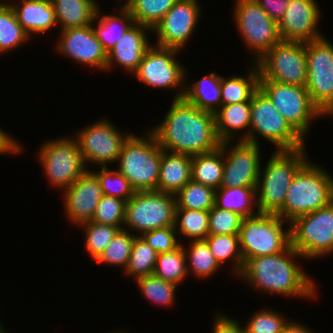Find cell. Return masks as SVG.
I'll list each match as a JSON object with an SVG mask.
<instances>
[{
  "instance_id": "obj_16",
  "label": "cell",
  "mask_w": 333,
  "mask_h": 333,
  "mask_svg": "<svg viewBox=\"0 0 333 333\" xmlns=\"http://www.w3.org/2000/svg\"><path fill=\"white\" fill-rule=\"evenodd\" d=\"M118 128L104 116L74 134L86 168L91 164L107 167L108 164L117 162L123 143L132 134H125Z\"/></svg>"
},
{
  "instance_id": "obj_48",
  "label": "cell",
  "mask_w": 333,
  "mask_h": 333,
  "mask_svg": "<svg viewBox=\"0 0 333 333\" xmlns=\"http://www.w3.org/2000/svg\"><path fill=\"white\" fill-rule=\"evenodd\" d=\"M221 311L218 315H215L212 333H245L243 324L240 321H237L229 316H226Z\"/></svg>"
},
{
  "instance_id": "obj_43",
  "label": "cell",
  "mask_w": 333,
  "mask_h": 333,
  "mask_svg": "<svg viewBox=\"0 0 333 333\" xmlns=\"http://www.w3.org/2000/svg\"><path fill=\"white\" fill-rule=\"evenodd\" d=\"M99 169L92 172L98 178L103 195L128 201L135 194L136 191L130 182L118 170H111L109 167H99Z\"/></svg>"
},
{
  "instance_id": "obj_53",
  "label": "cell",
  "mask_w": 333,
  "mask_h": 333,
  "mask_svg": "<svg viewBox=\"0 0 333 333\" xmlns=\"http://www.w3.org/2000/svg\"><path fill=\"white\" fill-rule=\"evenodd\" d=\"M1 1V0H0ZM5 0H2L1 2L2 3H5V4H8V5H10L11 3H13V1H17V0H6V2H4ZM8 1V2H7ZM12 1V2H11Z\"/></svg>"
},
{
  "instance_id": "obj_15",
  "label": "cell",
  "mask_w": 333,
  "mask_h": 333,
  "mask_svg": "<svg viewBox=\"0 0 333 333\" xmlns=\"http://www.w3.org/2000/svg\"><path fill=\"white\" fill-rule=\"evenodd\" d=\"M327 39L324 35L306 42L305 88L320 112L325 117L333 118V44Z\"/></svg>"
},
{
  "instance_id": "obj_44",
  "label": "cell",
  "mask_w": 333,
  "mask_h": 333,
  "mask_svg": "<svg viewBox=\"0 0 333 333\" xmlns=\"http://www.w3.org/2000/svg\"><path fill=\"white\" fill-rule=\"evenodd\" d=\"M254 313L247 324L243 325L245 333H283L285 325L289 322V319L274 309L265 308Z\"/></svg>"
},
{
  "instance_id": "obj_27",
  "label": "cell",
  "mask_w": 333,
  "mask_h": 333,
  "mask_svg": "<svg viewBox=\"0 0 333 333\" xmlns=\"http://www.w3.org/2000/svg\"><path fill=\"white\" fill-rule=\"evenodd\" d=\"M185 82L183 99L202 111L215 114L221 107V75L208 73L190 84Z\"/></svg>"
},
{
  "instance_id": "obj_21",
  "label": "cell",
  "mask_w": 333,
  "mask_h": 333,
  "mask_svg": "<svg viewBox=\"0 0 333 333\" xmlns=\"http://www.w3.org/2000/svg\"><path fill=\"white\" fill-rule=\"evenodd\" d=\"M63 207L67 220L77 225L92 220L103 193L97 176L88 170L63 191Z\"/></svg>"
},
{
  "instance_id": "obj_14",
  "label": "cell",
  "mask_w": 333,
  "mask_h": 333,
  "mask_svg": "<svg viewBox=\"0 0 333 333\" xmlns=\"http://www.w3.org/2000/svg\"><path fill=\"white\" fill-rule=\"evenodd\" d=\"M255 63L259 70V81H276L296 86L306 84V43L281 41Z\"/></svg>"
},
{
  "instance_id": "obj_52",
  "label": "cell",
  "mask_w": 333,
  "mask_h": 333,
  "mask_svg": "<svg viewBox=\"0 0 333 333\" xmlns=\"http://www.w3.org/2000/svg\"><path fill=\"white\" fill-rule=\"evenodd\" d=\"M119 2L121 0H118ZM131 0H123V2L120 4L121 6H126Z\"/></svg>"
},
{
  "instance_id": "obj_50",
  "label": "cell",
  "mask_w": 333,
  "mask_h": 333,
  "mask_svg": "<svg viewBox=\"0 0 333 333\" xmlns=\"http://www.w3.org/2000/svg\"><path fill=\"white\" fill-rule=\"evenodd\" d=\"M24 150L23 145L19 140L7 133V131L0 128V155H18Z\"/></svg>"
},
{
  "instance_id": "obj_55",
  "label": "cell",
  "mask_w": 333,
  "mask_h": 333,
  "mask_svg": "<svg viewBox=\"0 0 333 333\" xmlns=\"http://www.w3.org/2000/svg\"><path fill=\"white\" fill-rule=\"evenodd\" d=\"M110 333V332H109ZM111 333H126L124 330L121 331V329L118 331V330H115V331H112Z\"/></svg>"
},
{
  "instance_id": "obj_17",
  "label": "cell",
  "mask_w": 333,
  "mask_h": 333,
  "mask_svg": "<svg viewBox=\"0 0 333 333\" xmlns=\"http://www.w3.org/2000/svg\"><path fill=\"white\" fill-rule=\"evenodd\" d=\"M201 12L198 0H178L152 29L155 45L183 50L195 33Z\"/></svg>"
},
{
  "instance_id": "obj_37",
  "label": "cell",
  "mask_w": 333,
  "mask_h": 333,
  "mask_svg": "<svg viewBox=\"0 0 333 333\" xmlns=\"http://www.w3.org/2000/svg\"><path fill=\"white\" fill-rule=\"evenodd\" d=\"M158 253L142 236H135L124 275L133 280L154 273Z\"/></svg>"
},
{
  "instance_id": "obj_34",
  "label": "cell",
  "mask_w": 333,
  "mask_h": 333,
  "mask_svg": "<svg viewBox=\"0 0 333 333\" xmlns=\"http://www.w3.org/2000/svg\"><path fill=\"white\" fill-rule=\"evenodd\" d=\"M174 227L180 244L184 241L183 236L189 241L205 240L209 231V211L176 208Z\"/></svg>"
},
{
  "instance_id": "obj_40",
  "label": "cell",
  "mask_w": 333,
  "mask_h": 333,
  "mask_svg": "<svg viewBox=\"0 0 333 333\" xmlns=\"http://www.w3.org/2000/svg\"><path fill=\"white\" fill-rule=\"evenodd\" d=\"M176 208L209 211L214 206L215 190L190 180L176 195Z\"/></svg>"
},
{
  "instance_id": "obj_7",
  "label": "cell",
  "mask_w": 333,
  "mask_h": 333,
  "mask_svg": "<svg viewBox=\"0 0 333 333\" xmlns=\"http://www.w3.org/2000/svg\"><path fill=\"white\" fill-rule=\"evenodd\" d=\"M288 225V221L270 213L243 218L238 236L244 264L253 257L282 252L290 244Z\"/></svg>"
},
{
  "instance_id": "obj_54",
  "label": "cell",
  "mask_w": 333,
  "mask_h": 333,
  "mask_svg": "<svg viewBox=\"0 0 333 333\" xmlns=\"http://www.w3.org/2000/svg\"><path fill=\"white\" fill-rule=\"evenodd\" d=\"M0 323H2V321H0ZM0 333H7L5 329L2 327V324H0Z\"/></svg>"
},
{
  "instance_id": "obj_24",
  "label": "cell",
  "mask_w": 333,
  "mask_h": 333,
  "mask_svg": "<svg viewBox=\"0 0 333 333\" xmlns=\"http://www.w3.org/2000/svg\"><path fill=\"white\" fill-rule=\"evenodd\" d=\"M10 5L30 37L45 34L58 25L51 0H17Z\"/></svg>"
},
{
  "instance_id": "obj_32",
  "label": "cell",
  "mask_w": 333,
  "mask_h": 333,
  "mask_svg": "<svg viewBox=\"0 0 333 333\" xmlns=\"http://www.w3.org/2000/svg\"><path fill=\"white\" fill-rule=\"evenodd\" d=\"M187 247L182 243L186 254L187 273H193L195 279H208L220 271L221 266L215 260L208 244L204 240L188 241Z\"/></svg>"
},
{
  "instance_id": "obj_22",
  "label": "cell",
  "mask_w": 333,
  "mask_h": 333,
  "mask_svg": "<svg viewBox=\"0 0 333 333\" xmlns=\"http://www.w3.org/2000/svg\"><path fill=\"white\" fill-rule=\"evenodd\" d=\"M149 32L152 33L150 27L138 23L128 29L107 54L105 71H111L115 64L133 74L142 61L143 55L153 45L149 43V36L147 37Z\"/></svg>"
},
{
  "instance_id": "obj_23",
  "label": "cell",
  "mask_w": 333,
  "mask_h": 333,
  "mask_svg": "<svg viewBox=\"0 0 333 333\" xmlns=\"http://www.w3.org/2000/svg\"><path fill=\"white\" fill-rule=\"evenodd\" d=\"M250 112L251 101L222 105L215 113L216 135L220 142H249Z\"/></svg>"
},
{
  "instance_id": "obj_12",
  "label": "cell",
  "mask_w": 333,
  "mask_h": 333,
  "mask_svg": "<svg viewBox=\"0 0 333 333\" xmlns=\"http://www.w3.org/2000/svg\"><path fill=\"white\" fill-rule=\"evenodd\" d=\"M259 88L270 98L285 120L304 139L313 121L326 118L312 103L305 86L259 81Z\"/></svg>"
},
{
  "instance_id": "obj_45",
  "label": "cell",
  "mask_w": 333,
  "mask_h": 333,
  "mask_svg": "<svg viewBox=\"0 0 333 333\" xmlns=\"http://www.w3.org/2000/svg\"><path fill=\"white\" fill-rule=\"evenodd\" d=\"M126 200L103 195L91 221L108 224L123 229L126 211Z\"/></svg>"
},
{
  "instance_id": "obj_38",
  "label": "cell",
  "mask_w": 333,
  "mask_h": 333,
  "mask_svg": "<svg viewBox=\"0 0 333 333\" xmlns=\"http://www.w3.org/2000/svg\"><path fill=\"white\" fill-rule=\"evenodd\" d=\"M146 300L157 305L172 307L176 300L177 285L167 282L154 274L134 280Z\"/></svg>"
},
{
  "instance_id": "obj_35",
  "label": "cell",
  "mask_w": 333,
  "mask_h": 333,
  "mask_svg": "<svg viewBox=\"0 0 333 333\" xmlns=\"http://www.w3.org/2000/svg\"><path fill=\"white\" fill-rule=\"evenodd\" d=\"M30 39L11 5L0 2V55L16 49Z\"/></svg>"
},
{
  "instance_id": "obj_33",
  "label": "cell",
  "mask_w": 333,
  "mask_h": 333,
  "mask_svg": "<svg viewBox=\"0 0 333 333\" xmlns=\"http://www.w3.org/2000/svg\"><path fill=\"white\" fill-rule=\"evenodd\" d=\"M215 260L222 265L232 262V276L237 278L244 267L238 235H208L205 240ZM227 261V262H226Z\"/></svg>"
},
{
  "instance_id": "obj_13",
  "label": "cell",
  "mask_w": 333,
  "mask_h": 333,
  "mask_svg": "<svg viewBox=\"0 0 333 333\" xmlns=\"http://www.w3.org/2000/svg\"><path fill=\"white\" fill-rule=\"evenodd\" d=\"M180 50L152 45L143 55L134 78L156 89H175L172 99H182L187 81V69L177 60ZM186 80V81H185ZM178 92V93H177Z\"/></svg>"
},
{
  "instance_id": "obj_49",
  "label": "cell",
  "mask_w": 333,
  "mask_h": 333,
  "mask_svg": "<svg viewBox=\"0 0 333 333\" xmlns=\"http://www.w3.org/2000/svg\"><path fill=\"white\" fill-rule=\"evenodd\" d=\"M268 16L276 22L282 18L289 0H256Z\"/></svg>"
},
{
  "instance_id": "obj_3",
  "label": "cell",
  "mask_w": 333,
  "mask_h": 333,
  "mask_svg": "<svg viewBox=\"0 0 333 333\" xmlns=\"http://www.w3.org/2000/svg\"><path fill=\"white\" fill-rule=\"evenodd\" d=\"M308 160L306 146L272 152L264 163L266 166L261 164L259 172L256 187L259 213L277 214L283 208L293 177Z\"/></svg>"
},
{
  "instance_id": "obj_36",
  "label": "cell",
  "mask_w": 333,
  "mask_h": 333,
  "mask_svg": "<svg viewBox=\"0 0 333 333\" xmlns=\"http://www.w3.org/2000/svg\"><path fill=\"white\" fill-rule=\"evenodd\" d=\"M153 274L177 286L182 284L183 280L189 276L187 273L186 254L182 244L172 251L157 255Z\"/></svg>"
},
{
  "instance_id": "obj_2",
  "label": "cell",
  "mask_w": 333,
  "mask_h": 333,
  "mask_svg": "<svg viewBox=\"0 0 333 333\" xmlns=\"http://www.w3.org/2000/svg\"><path fill=\"white\" fill-rule=\"evenodd\" d=\"M299 257L303 258L289 244L282 252L249 259L237 279L268 296L313 300L317 298L319 290L313 277L302 270V265L297 262Z\"/></svg>"
},
{
  "instance_id": "obj_31",
  "label": "cell",
  "mask_w": 333,
  "mask_h": 333,
  "mask_svg": "<svg viewBox=\"0 0 333 333\" xmlns=\"http://www.w3.org/2000/svg\"><path fill=\"white\" fill-rule=\"evenodd\" d=\"M224 172V154L219 147L213 152L191 156V180L217 190Z\"/></svg>"
},
{
  "instance_id": "obj_51",
  "label": "cell",
  "mask_w": 333,
  "mask_h": 333,
  "mask_svg": "<svg viewBox=\"0 0 333 333\" xmlns=\"http://www.w3.org/2000/svg\"><path fill=\"white\" fill-rule=\"evenodd\" d=\"M292 321V322H291ZM283 333H314L307 326L301 324V322H295L289 320L283 329Z\"/></svg>"
},
{
  "instance_id": "obj_47",
  "label": "cell",
  "mask_w": 333,
  "mask_h": 333,
  "mask_svg": "<svg viewBox=\"0 0 333 333\" xmlns=\"http://www.w3.org/2000/svg\"><path fill=\"white\" fill-rule=\"evenodd\" d=\"M142 237L158 254L172 251L180 245L174 226L145 232Z\"/></svg>"
},
{
  "instance_id": "obj_8",
  "label": "cell",
  "mask_w": 333,
  "mask_h": 333,
  "mask_svg": "<svg viewBox=\"0 0 333 333\" xmlns=\"http://www.w3.org/2000/svg\"><path fill=\"white\" fill-rule=\"evenodd\" d=\"M290 245L305 260L333 254V201L290 222Z\"/></svg>"
},
{
  "instance_id": "obj_42",
  "label": "cell",
  "mask_w": 333,
  "mask_h": 333,
  "mask_svg": "<svg viewBox=\"0 0 333 333\" xmlns=\"http://www.w3.org/2000/svg\"><path fill=\"white\" fill-rule=\"evenodd\" d=\"M83 228L85 237L84 249L90 255L94 262L99 258L102 252L110 244L113 237L120 230L118 227L108 224H100L89 221L78 226Z\"/></svg>"
},
{
  "instance_id": "obj_39",
  "label": "cell",
  "mask_w": 333,
  "mask_h": 333,
  "mask_svg": "<svg viewBox=\"0 0 333 333\" xmlns=\"http://www.w3.org/2000/svg\"><path fill=\"white\" fill-rule=\"evenodd\" d=\"M178 0H131L126 7L135 23L151 29L166 15Z\"/></svg>"
},
{
  "instance_id": "obj_20",
  "label": "cell",
  "mask_w": 333,
  "mask_h": 333,
  "mask_svg": "<svg viewBox=\"0 0 333 333\" xmlns=\"http://www.w3.org/2000/svg\"><path fill=\"white\" fill-rule=\"evenodd\" d=\"M320 8L316 0H289L278 22L282 41L306 43L323 37L318 27Z\"/></svg>"
},
{
  "instance_id": "obj_18",
  "label": "cell",
  "mask_w": 333,
  "mask_h": 333,
  "mask_svg": "<svg viewBox=\"0 0 333 333\" xmlns=\"http://www.w3.org/2000/svg\"><path fill=\"white\" fill-rule=\"evenodd\" d=\"M260 144L247 141L221 142L224 172L221 187H257L261 168Z\"/></svg>"
},
{
  "instance_id": "obj_10",
  "label": "cell",
  "mask_w": 333,
  "mask_h": 333,
  "mask_svg": "<svg viewBox=\"0 0 333 333\" xmlns=\"http://www.w3.org/2000/svg\"><path fill=\"white\" fill-rule=\"evenodd\" d=\"M175 210V195L157 190L135 192L126 202L123 229L142 236L154 229L174 226Z\"/></svg>"
},
{
  "instance_id": "obj_4",
  "label": "cell",
  "mask_w": 333,
  "mask_h": 333,
  "mask_svg": "<svg viewBox=\"0 0 333 333\" xmlns=\"http://www.w3.org/2000/svg\"><path fill=\"white\" fill-rule=\"evenodd\" d=\"M333 201V177L327 170L308 160L295 174L283 208L276 214L289 223Z\"/></svg>"
},
{
  "instance_id": "obj_19",
  "label": "cell",
  "mask_w": 333,
  "mask_h": 333,
  "mask_svg": "<svg viewBox=\"0 0 333 333\" xmlns=\"http://www.w3.org/2000/svg\"><path fill=\"white\" fill-rule=\"evenodd\" d=\"M55 46L57 53L76 63L90 66L104 72L107 65V52L97 39L92 25L60 31Z\"/></svg>"
},
{
  "instance_id": "obj_30",
  "label": "cell",
  "mask_w": 333,
  "mask_h": 333,
  "mask_svg": "<svg viewBox=\"0 0 333 333\" xmlns=\"http://www.w3.org/2000/svg\"><path fill=\"white\" fill-rule=\"evenodd\" d=\"M214 205L245 217L259 213L256 187H220L215 190Z\"/></svg>"
},
{
  "instance_id": "obj_29",
  "label": "cell",
  "mask_w": 333,
  "mask_h": 333,
  "mask_svg": "<svg viewBox=\"0 0 333 333\" xmlns=\"http://www.w3.org/2000/svg\"><path fill=\"white\" fill-rule=\"evenodd\" d=\"M244 76H221V106L251 101L253 93L259 88V70L252 62Z\"/></svg>"
},
{
  "instance_id": "obj_28",
  "label": "cell",
  "mask_w": 333,
  "mask_h": 333,
  "mask_svg": "<svg viewBox=\"0 0 333 333\" xmlns=\"http://www.w3.org/2000/svg\"><path fill=\"white\" fill-rule=\"evenodd\" d=\"M60 30L92 25L100 7L97 0H51Z\"/></svg>"
},
{
  "instance_id": "obj_9",
  "label": "cell",
  "mask_w": 333,
  "mask_h": 333,
  "mask_svg": "<svg viewBox=\"0 0 333 333\" xmlns=\"http://www.w3.org/2000/svg\"><path fill=\"white\" fill-rule=\"evenodd\" d=\"M36 153L49 185L61 191L70 187L88 170L73 135L45 140Z\"/></svg>"
},
{
  "instance_id": "obj_41",
  "label": "cell",
  "mask_w": 333,
  "mask_h": 333,
  "mask_svg": "<svg viewBox=\"0 0 333 333\" xmlns=\"http://www.w3.org/2000/svg\"><path fill=\"white\" fill-rule=\"evenodd\" d=\"M136 235L121 229L113 237L110 244L95 261L98 264L122 267L123 272L128 266L132 245Z\"/></svg>"
},
{
  "instance_id": "obj_46",
  "label": "cell",
  "mask_w": 333,
  "mask_h": 333,
  "mask_svg": "<svg viewBox=\"0 0 333 333\" xmlns=\"http://www.w3.org/2000/svg\"><path fill=\"white\" fill-rule=\"evenodd\" d=\"M243 217L215 205L209 210L208 235H238Z\"/></svg>"
},
{
  "instance_id": "obj_11",
  "label": "cell",
  "mask_w": 333,
  "mask_h": 333,
  "mask_svg": "<svg viewBox=\"0 0 333 333\" xmlns=\"http://www.w3.org/2000/svg\"><path fill=\"white\" fill-rule=\"evenodd\" d=\"M233 21L244 41L253 54V61L259 60L274 44L282 41L278 22L271 19L256 0H235Z\"/></svg>"
},
{
  "instance_id": "obj_6",
  "label": "cell",
  "mask_w": 333,
  "mask_h": 333,
  "mask_svg": "<svg viewBox=\"0 0 333 333\" xmlns=\"http://www.w3.org/2000/svg\"><path fill=\"white\" fill-rule=\"evenodd\" d=\"M262 137L276 150H297L305 140L285 120L270 98L258 88L251 97L249 142L259 144Z\"/></svg>"
},
{
  "instance_id": "obj_26",
  "label": "cell",
  "mask_w": 333,
  "mask_h": 333,
  "mask_svg": "<svg viewBox=\"0 0 333 333\" xmlns=\"http://www.w3.org/2000/svg\"><path fill=\"white\" fill-rule=\"evenodd\" d=\"M117 6L119 7L116 14L101 13L102 10L99 7L94 21L92 22V28L97 39L100 41L107 54L118 40L121 39L122 35L135 24L129 9L126 6Z\"/></svg>"
},
{
  "instance_id": "obj_1",
  "label": "cell",
  "mask_w": 333,
  "mask_h": 333,
  "mask_svg": "<svg viewBox=\"0 0 333 333\" xmlns=\"http://www.w3.org/2000/svg\"><path fill=\"white\" fill-rule=\"evenodd\" d=\"M159 146L172 153L195 156L220 147L215 114L202 111L183 98L173 99L162 122L148 129Z\"/></svg>"
},
{
  "instance_id": "obj_5",
  "label": "cell",
  "mask_w": 333,
  "mask_h": 333,
  "mask_svg": "<svg viewBox=\"0 0 333 333\" xmlns=\"http://www.w3.org/2000/svg\"><path fill=\"white\" fill-rule=\"evenodd\" d=\"M137 136L132 133L123 143L117 170L127 178L136 192L157 190L161 163V147L148 130Z\"/></svg>"
},
{
  "instance_id": "obj_25",
  "label": "cell",
  "mask_w": 333,
  "mask_h": 333,
  "mask_svg": "<svg viewBox=\"0 0 333 333\" xmlns=\"http://www.w3.org/2000/svg\"><path fill=\"white\" fill-rule=\"evenodd\" d=\"M190 180L191 156L164 151L161 148L157 191L176 195Z\"/></svg>"
}]
</instances>
